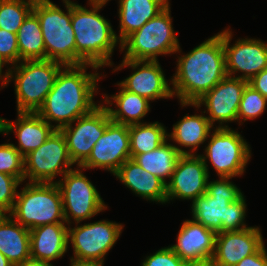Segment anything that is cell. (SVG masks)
I'll return each mask as SVG.
<instances>
[{"label":"cell","mask_w":267,"mask_h":266,"mask_svg":"<svg viewBox=\"0 0 267 266\" xmlns=\"http://www.w3.org/2000/svg\"><path fill=\"white\" fill-rule=\"evenodd\" d=\"M232 32L223 30V49L226 74L232 77L242 72L238 78L249 81L267 68V44L257 39H239L230 47ZM235 73V74H234Z\"/></svg>","instance_id":"obj_16"},{"label":"cell","mask_w":267,"mask_h":266,"mask_svg":"<svg viewBox=\"0 0 267 266\" xmlns=\"http://www.w3.org/2000/svg\"><path fill=\"white\" fill-rule=\"evenodd\" d=\"M168 4V0H119V44L159 14Z\"/></svg>","instance_id":"obj_24"},{"label":"cell","mask_w":267,"mask_h":266,"mask_svg":"<svg viewBox=\"0 0 267 266\" xmlns=\"http://www.w3.org/2000/svg\"><path fill=\"white\" fill-rule=\"evenodd\" d=\"M178 59L171 78L173 97L176 95L180 103H195L227 75L223 31Z\"/></svg>","instance_id":"obj_2"},{"label":"cell","mask_w":267,"mask_h":266,"mask_svg":"<svg viewBox=\"0 0 267 266\" xmlns=\"http://www.w3.org/2000/svg\"><path fill=\"white\" fill-rule=\"evenodd\" d=\"M19 62L46 60L44 38L37 15L31 11L17 32Z\"/></svg>","instance_id":"obj_29"},{"label":"cell","mask_w":267,"mask_h":266,"mask_svg":"<svg viewBox=\"0 0 267 266\" xmlns=\"http://www.w3.org/2000/svg\"><path fill=\"white\" fill-rule=\"evenodd\" d=\"M120 91L118 94L111 96L116 103L117 109L106 107L111 121L124 124L127 126L140 124L141 119L150 110L149 100L124 89L119 83Z\"/></svg>","instance_id":"obj_27"},{"label":"cell","mask_w":267,"mask_h":266,"mask_svg":"<svg viewBox=\"0 0 267 266\" xmlns=\"http://www.w3.org/2000/svg\"><path fill=\"white\" fill-rule=\"evenodd\" d=\"M16 199L9 215L29 230L46 224L65 223L62 197L55 182H29L17 192Z\"/></svg>","instance_id":"obj_6"},{"label":"cell","mask_w":267,"mask_h":266,"mask_svg":"<svg viewBox=\"0 0 267 266\" xmlns=\"http://www.w3.org/2000/svg\"><path fill=\"white\" fill-rule=\"evenodd\" d=\"M264 245L259 227L217 233L213 261L215 266H235Z\"/></svg>","instance_id":"obj_19"},{"label":"cell","mask_w":267,"mask_h":266,"mask_svg":"<svg viewBox=\"0 0 267 266\" xmlns=\"http://www.w3.org/2000/svg\"><path fill=\"white\" fill-rule=\"evenodd\" d=\"M68 228L64 223H53L30 230V258L48 264L61 258L68 248Z\"/></svg>","instance_id":"obj_22"},{"label":"cell","mask_w":267,"mask_h":266,"mask_svg":"<svg viewBox=\"0 0 267 266\" xmlns=\"http://www.w3.org/2000/svg\"><path fill=\"white\" fill-rule=\"evenodd\" d=\"M64 66L54 60H23L9 68V82L13 76L15 81L17 111L37 113Z\"/></svg>","instance_id":"obj_7"},{"label":"cell","mask_w":267,"mask_h":266,"mask_svg":"<svg viewBox=\"0 0 267 266\" xmlns=\"http://www.w3.org/2000/svg\"><path fill=\"white\" fill-rule=\"evenodd\" d=\"M0 266H14V265L0 252Z\"/></svg>","instance_id":"obj_43"},{"label":"cell","mask_w":267,"mask_h":266,"mask_svg":"<svg viewBox=\"0 0 267 266\" xmlns=\"http://www.w3.org/2000/svg\"><path fill=\"white\" fill-rule=\"evenodd\" d=\"M182 154H189V152L178 146L167 143L166 140L155 150L138 154L132 159L143 169L167 184L166 178L168 177L171 179L176 163Z\"/></svg>","instance_id":"obj_26"},{"label":"cell","mask_w":267,"mask_h":266,"mask_svg":"<svg viewBox=\"0 0 267 266\" xmlns=\"http://www.w3.org/2000/svg\"><path fill=\"white\" fill-rule=\"evenodd\" d=\"M235 266H267V250L263 245L256 253L243 258Z\"/></svg>","instance_id":"obj_37"},{"label":"cell","mask_w":267,"mask_h":266,"mask_svg":"<svg viewBox=\"0 0 267 266\" xmlns=\"http://www.w3.org/2000/svg\"><path fill=\"white\" fill-rule=\"evenodd\" d=\"M73 164L65 136L55 129L42 145L24 156V180L54 183V177L63 176Z\"/></svg>","instance_id":"obj_10"},{"label":"cell","mask_w":267,"mask_h":266,"mask_svg":"<svg viewBox=\"0 0 267 266\" xmlns=\"http://www.w3.org/2000/svg\"><path fill=\"white\" fill-rule=\"evenodd\" d=\"M171 134H167L180 146L192 148L189 154L198 149V146L204 143L211 133L212 125L204 115L186 114L177 124L173 125Z\"/></svg>","instance_id":"obj_28"},{"label":"cell","mask_w":267,"mask_h":266,"mask_svg":"<svg viewBox=\"0 0 267 266\" xmlns=\"http://www.w3.org/2000/svg\"><path fill=\"white\" fill-rule=\"evenodd\" d=\"M217 233L195 220L182 223L177 244L169 246L183 261L213 258Z\"/></svg>","instance_id":"obj_20"},{"label":"cell","mask_w":267,"mask_h":266,"mask_svg":"<svg viewBox=\"0 0 267 266\" xmlns=\"http://www.w3.org/2000/svg\"><path fill=\"white\" fill-rule=\"evenodd\" d=\"M205 155H199L207 166L208 159L219 177L233 178L242 175L250 160L251 150L243 137L235 130L218 128L210 135Z\"/></svg>","instance_id":"obj_9"},{"label":"cell","mask_w":267,"mask_h":266,"mask_svg":"<svg viewBox=\"0 0 267 266\" xmlns=\"http://www.w3.org/2000/svg\"><path fill=\"white\" fill-rule=\"evenodd\" d=\"M6 65V62L0 57V79L2 80V86H7L9 83V70L6 71L5 75H2V68Z\"/></svg>","instance_id":"obj_41"},{"label":"cell","mask_w":267,"mask_h":266,"mask_svg":"<svg viewBox=\"0 0 267 266\" xmlns=\"http://www.w3.org/2000/svg\"><path fill=\"white\" fill-rule=\"evenodd\" d=\"M0 173L12 175L24 181V156L12 143L0 145Z\"/></svg>","instance_id":"obj_33"},{"label":"cell","mask_w":267,"mask_h":266,"mask_svg":"<svg viewBox=\"0 0 267 266\" xmlns=\"http://www.w3.org/2000/svg\"><path fill=\"white\" fill-rule=\"evenodd\" d=\"M184 266H215L213 258L185 261Z\"/></svg>","instance_id":"obj_39"},{"label":"cell","mask_w":267,"mask_h":266,"mask_svg":"<svg viewBox=\"0 0 267 266\" xmlns=\"http://www.w3.org/2000/svg\"><path fill=\"white\" fill-rule=\"evenodd\" d=\"M0 57L13 65L19 63L17 34L0 28Z\"/></svg>","instance_id":"obj_35"},{"label":"cell","mask_w":267,"mask_h":266,"mask_svg":"<svg viewBox=\"0 0 267 266\" xmlns=\"http://www.w3.org/2000/svg\"><path fill=\"white\" fill-rule=\"evenodd\" d=\"M0 252L13 265L30 258V230L6 214L0 218Z\"/></svg>","instance_id":"obj_25"},{"label":"cell","mask_w":267,"mask_h":266,"mask_svg":"<svg viewBox=\"0 0 267 266\" xmlns=\"http://www.w3.org/2000/svg\"><path fill=\"white\" fill-rule=\"evenodd\" d=\"M91 9L72 2L71 25L75 34L76 65L112 66L110 57L117 43V34L98 11L105 4H90Z\"/></svg>","instance_id":"obj_4"},{"label":"cell","mask_w":267,"mask_h":266,"mask_svg":"<svg viewBox=\"0 0 267 266\" xmlns=\"http://www.w3.org/2000/svg\"><path fill=\"white\" fill-rule=\"evenodd\" d=\"M165 127L159 122L140 123L129 126L131 159L155 150L168 138Z\"/></svg>","instance_id":"obj_30"},{"label":"cell","mask_w":267,"mask_h":266,"mask_svg":"<svg viewBox=\"0 0 267 266\" xmlns=\"http://www.w3.org/2000/svg\"><path fill=\"white\" fill-rule=\"evenodd\" d=\"M63 3L67 13L50 0H35L32 11L40 22L46 60L76 65L75 34L71 25L72 1L63 0Z\"/></svg>","instance_id":"obj_5"},{"label":"cell","mask_w":267,"mask_h":266,"mask_svg":"<svg viewBox=\"0 0 267 266\" xmlns=\"http://www.w3.org/2000/svg\"><path fill=\"white\" fill-rule=\"evenodd\" d=\"M135 194L147 200L166 203V184L143 169L133 159L126 160L114 174Z\"/></svg>","instance_id":"obj_23"},{"label":"cell","mask_w":267,"mask_h":266,"mask_svg":"<svg viewBox=\"0 0 267 266\" xmlns=\"http://www.w3.org/2000/svg\"><path fill=\"white\" fill-rule=\"evenodd\" d=\"M35 0H0V28L11 33L18 32L33 9Z\"/></svg>","instance_id":"obj_31"},{"label":"cell","mask_w":267,"mask_h":266,"mask_svg":"<svg viewBox=\"0 0 267 266\" xmlns=\"http://www.w3.org/2000/svg\"><path fill=\"white\" fill-rule=\"evenodd\" d=\"M89 4L97 3V4H106L109 0H88Z\"/></svg>","instance_id":"obj_44"},{"label":"cell","mask_w":267,"mask_h":266,"mask_svg":"<svg viewBox=\"0 0 267 266\" xmlns=\"http://www.w3.org/2000/svg\"><path fill=\"white\" fill-rule=\"evenodd\" d=\"M184 263L170 247H165L147 256L142 266H184Z\"/></svg>","instance_id":"obj_36"},{"label":"cell","mask_w":267,"mask_h":266,"mask_svg":"<svg viewBox=\"0 0 267 266\" xmlns=\"http://www.w3.org/2000/svg\"><path fill=\"white\" fill-rule=\"evenodd\" d=\"M20 184L16 177L0 173V210L4 214L12 211Z\"/></svg>","instance_id":"obj_34"},{"label":"cell","mask_w":267,"mask_h":266,"mask_svg":"<svg viewBox=\"0 0 267 266\" xmlns=\"http://www.w3.org/2000/svg\"><path fill=\"white\" fill-rule=\"evenodd\" d=\"M229 177L208 180L206 193L192 201L193 220L216 233L239 231L246 227V202Z\"/></svg>","instance_id":"obj_3"},{"label":"cell","mask_w":267,"mask_h":266,"mask_svg":"<svg viewBox=\"0 0 267 266\" xmlns=\"http://www.w3.org/2000/svg\"><path fill=\"white\" fill-rule=\"evenodd\" d=\"M122 229V224L106 220L69 227L68 241L74 251L71 259L104 264L105 255L116 243Z\"/></svg>","instance_id":"obj_12"},{"label":"cell","mask_w":267,"mask_h":266,"mask_svg":"<svg viewBox=\"0 0 267 266\" xmlns=\"http://www.w3.org/2000/svg\"><path fill=\"white\" fill-rule=\"evenodd\" d=\"M209 171L199 155L182 154L166 184V203L174 198L193 201L206 193Z\"/></svg>","instance_id":"obj_17"},{"label":"cell","mask_w":267,"mask_h":266,"mask_svg":"<svg viewBox=\"0 0 267 266\" xmlns=\"http://www.w3.org/2000/svg\"><path fill=\"white\" fill-rule=\"evenodd\" d=\"M169 6L120 43V51L126 49L124 59L157 61L158 55L181 53Z\"/></svg>","instance_id":"obj_8"},{"label":"cell","mask_w":267,"mask_h":266,"mask_svg":"<svg viewBox=\"0 0 267 266\" xmlns=\"http://www.w3.org/2000/svg\"><path fill=\"white\" fill-rule=\"evenodd\" d=\"M75 121V127L71 123L60 130L65 136L72 162L80 166L89 157L111 119L105 105L99 104L92 112Z\"/></svg>","instance_id":"obj_13"},{"label":"cell","mask_w":267,"mask_h":266,"mask_svg":"<svg viewBox=\"0 0 267 266\" xmlns=\"http://www.w3.org/2000/svg\"><path fill=\"white\" fill-rule=\"evenodd\" d=\"M4 215V213L0 210V218Z\"/></svg>","instance_id":"obj_45"},{"label":"cell","mask_w":267,"mask_h":266,"mask_svg":"<svg viewBox=\"0 0 267 266\" xmlns=\"http://www.w3.org/2000/svg\"><path fill=\"white\" fill-rule=\"evenodd\" d=\"M62 177L55 183L61 193L65 223L70 225L73 218L79 224L107 209L95 186L80 169H71Z\"/></svg>","instance_id":"obj_11"},{"label":"cell","mask_w":267,"mask_h":266,"mask_svg":"<svg viewBox=\"0 0 267 266\" xmlns=\"http://www.w3.org/2000/svg\"><path fill=\"white\" fill-rule=\"evenodd\" d=\"M247 84L245 80L226 75L195 103H181V105L199 108L203 104L207 108L209 116L206 117L212 126L218 121L220 124L218 128H228V125L222 124L237 120L239 104Z\"/></svg>","instance_id":"obj_15"},{"label":"cell","mask_w":267,"mask_h":266,"mask_svg":"<svg viewBox=\"0 0 267 266\" xmlns=\"http://www.w3.org/2000/svg\"><path fill=\"white\" fill-rule=\"evenodd\" d=\"M130 158L129 126L111 121L93 146L89 157L78 168H101L114 175Z\"/></svg>","instance_id":"obj_14"},{"label":"cell","mask_w":267,"mask_h":266,"mask_svg":"<svg viewBox=\"0 0 267 266\" xmlns=\"http://www.w3.org/2000/svg\"><path fill=\"white\" fill-rule=\"evenodd\" d=\"M14 266H53V265L37 259L29 258Z\"/></svg>","instance_id":"obj_40"},{"label":"cell","mask_w":267,"mask_h":266,"mask_svg":"<svg viewBox=\"0 0 267 266\" xmlns=\"http://www.w3.org/2000/svg\"><path fill=\"white\" fill-rule=\"evenodd\" d=\"M248 84L267 99V68L250 79Z\"/></svg>","instance_id":"obj_38"},{"label":"cell","mask_w":267,"mask_h":266,"mask_svg":"<svg viewBox=\"0 0 267 266\" xmlns=\"http://www.w3.org/2000/svg\"><path fill=\"white\" fill-rule=\"evenodd\" d=\"M54 130L55 126L50 125L38 113L18 112L16 123L0 117V133L5 135L14 131L19 143L15 147L23 156L42 145Z\"/></svg>","instance_id":"obj_21"},{"label":"cell","mask_w":267,"mask_h":266,"mask_svg":"<svg viewBox=\"0 0 267 266\" xmlns=\"http://www.w3.org/2000/svg\"><path fill=\"white\" fill-rule=\"evenodd\" d=\"M267 99L249 84L246 85L238 108V120L254 119L263 114Z\"/></svg>","instance_id":"obj_32"},{"label":"cell","mask_w":267,"mask_h":266,"mask_svg":"<svg viewBox=\"0 0 267 266\" xmlns=\"http://www.w3.org/2000/svg\"><path fill=\"white\" fill-rule=\"evenodd\" d=\"M86 66L98 70L92 64L65 65L56 77L54 86L47 94L38 114L50 125L58 124L55 129L74 123L79 117L92 112L97 106L93 101L97 91L99 73H87Z\"/></svg>","instance_id":"obj_1"},{"label":"cell","mask_w":267,"mask_h":266,"mask_svg":"<svg viewBox=\"0 0 267 266\" xmlns=\"http://www.w3.org/2000/svg\"><path fill=\"white\" fill-rule=\"evenodd\" d=\"M126 66H130L134 73L119 83L124 89L145 97L149 101L173 96L172 88L166 81L158 61L123 59L114 71Z\"/></svg>","instance_id":"obj_18"},{"label":"cell","mask_w":267,"mask_h":266,"mask_svg":"<svg viewBox=\"0 0 267 266\" xmlns=\"http://www.w3.org/2000/svg\"><path fill=\"white\" fill-rule=\"evenodd\" d=\"M71 266H103L102 263L99 262H88V261H77L71 259Z\"/></svg>","instance_id":"obj_42"}]
</instances>
